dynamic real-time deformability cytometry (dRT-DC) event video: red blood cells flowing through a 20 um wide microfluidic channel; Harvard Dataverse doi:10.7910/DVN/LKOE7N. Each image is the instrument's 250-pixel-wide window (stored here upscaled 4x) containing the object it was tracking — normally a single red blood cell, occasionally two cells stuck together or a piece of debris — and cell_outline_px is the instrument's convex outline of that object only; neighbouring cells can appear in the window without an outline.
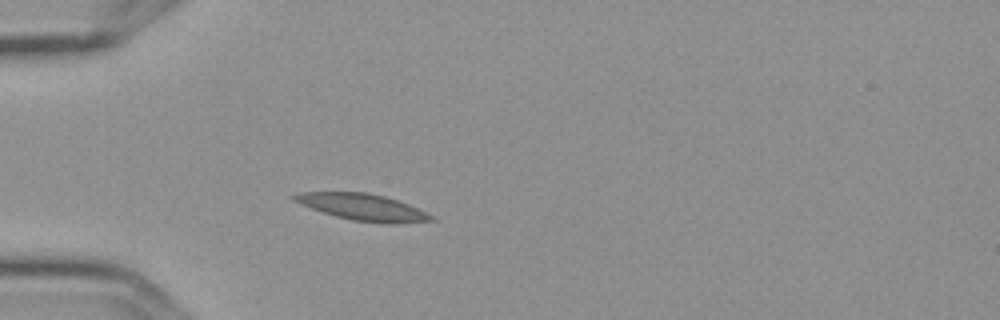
{"species": "Egyptian fruit bat (a non-hibernating species)", "species_latin": "Rousettus aegyptiacus", "temperature_condition": "cold", "stored_images_in_passage": 3, "camera_frame_rate_fps": 3000, "um_per_image_px": 0.085, "frame": {"image": 1, "passage_image": 3, "time_ms": 0.667, "image_size_px": [1000, 320], "cell_outline_px": [[436, 220], [396, 224], [388, 224], [352, 220], [336, 216], [300, 204], [292, 200], [288, 196], [300, 192], [368, 192], [384, 196], [408, 204], [428, 212], [436, 216]], "centroid_in_image_um": [30.86, 17.61], "position_along_channel_um": 54.1, "area_um2": 21.39}}